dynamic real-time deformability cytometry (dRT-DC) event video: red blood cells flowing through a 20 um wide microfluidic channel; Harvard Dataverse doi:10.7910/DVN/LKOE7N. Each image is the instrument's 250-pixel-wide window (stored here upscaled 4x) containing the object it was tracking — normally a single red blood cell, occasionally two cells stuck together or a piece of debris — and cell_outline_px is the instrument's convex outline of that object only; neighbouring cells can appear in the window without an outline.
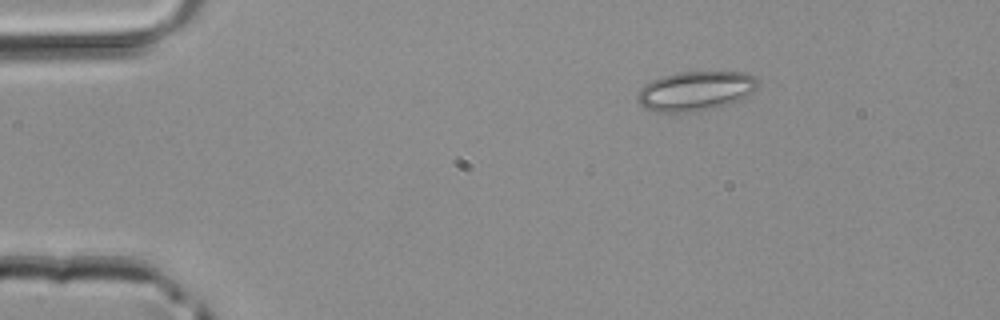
{"species": "common noctule bat (a hibernating species)", "species_latin": "Nyctalus noctula", "temperature_condition": "room temperature", "stored_images_in_passage": 3, "camera_frame_rate_fps": 3000, "um_per_image_px": 0.085, "animal": {"sex": "male", "body_mass_g": 20.4}, "frame": {"image": 1, "passage_image": 3, "time_ms": 0.667, "image_size_px": [1000, 320], "cell_outline_px": [[760, 84], [748, 96], [732, 104], [700, 112], [656, 112], [640, 104], [636, 100], [636, 96], [640, 88], [644, 84], [660, 76], [676, 72], [744, 72], [760, 80]], "centroid_in_image_um": [59.14, 7.74], "position_along_channel_um": 25.9, "area_um2": 28.26}}